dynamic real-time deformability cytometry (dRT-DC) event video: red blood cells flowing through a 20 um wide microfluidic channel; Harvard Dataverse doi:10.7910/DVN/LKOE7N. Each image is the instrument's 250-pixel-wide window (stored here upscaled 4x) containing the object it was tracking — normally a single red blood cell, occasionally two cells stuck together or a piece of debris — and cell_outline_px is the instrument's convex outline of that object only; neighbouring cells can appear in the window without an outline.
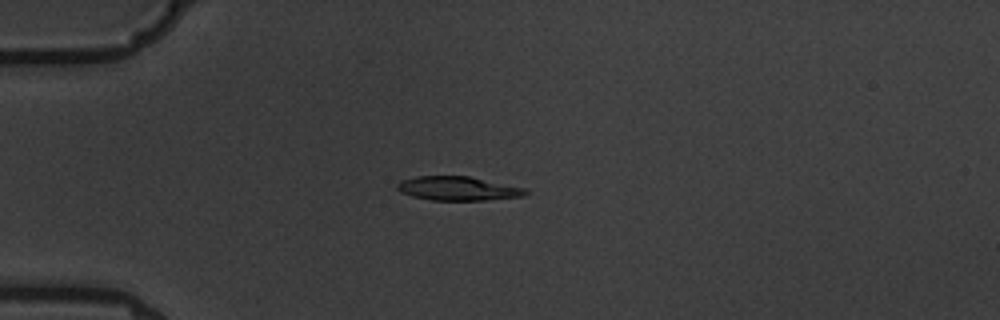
{"species": "common noctule bat (a hibernating species)", "species_latin": "Nyctalus noctula", "temperature_condition": "warm", "stored_images_in_passage": 6, "camera_frame_rate_fps": 3000, "um_per_image_px": 0.085, "animal": {"sex": "male", "body_mass_g": 19.5, "forearm_length_mm": 54.6}, "frame": {"image": 1, "passage_image": 4, "time_ms": 3.333, "image_size_px": [1000, 320], "cell_outline_px": [[528, 192], [524, 196], [484, 200], [432, 200], [412, 196], [400, 192], [396, 188], [396, 184], [400, 180], [416, 176], [468, 176], [524, 188]], "centroid_in_image_um": [38.86, 16.02], "position_along_channel_um": 46.1, "area_um2": 17.8}}
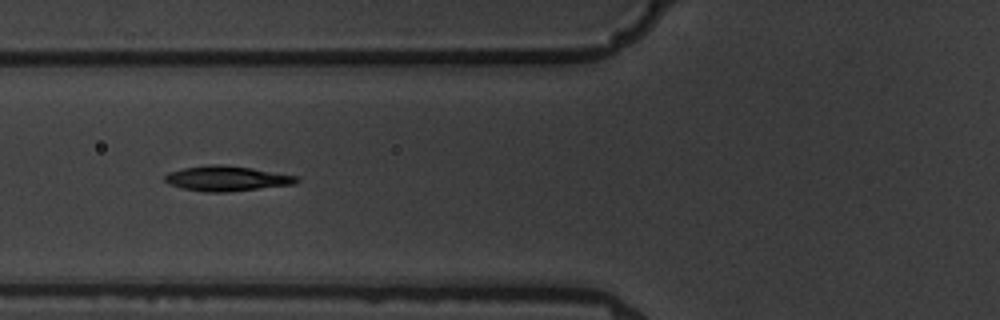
{"frame": {"image": 2, "passage_image": 6, "time_ms": 5.667, "image_size_px": [1000, 320], "cell_outline_px": [[300, 180], [296, 184], [228, 192], [208, 192], [184, 188], [168, 184], [164, 180], [164, 176], [168, 172], [184, 168], [212, 164], [220, 164], [252, 168], [300, 176]], "centroid_in_image_um": [19.32, 15.17], "position_along_channel_um": 106.5, "area_um2": 19.31}}